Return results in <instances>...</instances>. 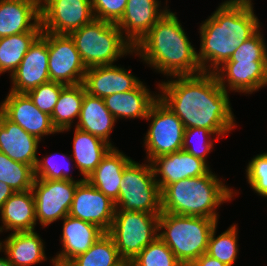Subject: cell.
Here are the masks:
<instances>
[{"label":"cell","mask_w":267,"mask_h":266,"mask_svg":"<svg viewBox=\"0 0 267 266\" xmlns=\"http://www.w3.org/2000/svg\"><path fill=\"white\" fill-rule=\"evenodd\" d=\"M158 87L159 99L178 116L184 128L209 129L218 140L237 125L229 94L221 88L214 73L172 76L159 82Z\"/></svg>","instance_id":"1"},{"label":"cell","mask_w":267,"mask_h":266,"mask_svg":"<svg viewBox=\"0 0 267 266\" xmlns=\"http://www.w3.org/2000/svg\"><path fill=\"white\" fill-rule=\"evenodd\" d=\"M261 27L252 0H226L200 25L197 58L203 72L213 73Z\"/></svg>","instance_id":"2"},{"label":"cell","mask_w":267,"mask_h":266,"mask_svg":"<svg viewBox=\"0 0 267 266\" xmlns=\"http://www.w3.org/2000/svg\"><path fill=\"white\" fill-rule=\"evenodd\" d=\"M135 54L157 72L170 76L197 75L202 68L175 12L168 10L142 40Z\"/></svg>","instance_id":"3"},{"label":"cell","mask_w":267,"mask_h":266,"mask_svg":"<svg viewBox=\"0 0 267 266\" xmlns=\"http://www.w3.org/2000/svg\"><path fill=\"white\" fill-rule=\"evenodd\" d=\"M235 191L212 171L169 184L161 191V213L200 216L218 220L219 205L230 202Z\"/></svg>","instance_id":"4"},{"label":"cell","mask_w":267,"mask_h":266,"mask_svg":"<svg viewBox=\"0 0 267 266\" xmlns=\"http://www.w3.org/2000/svg\"><path fill=\"white\" fill-rule=\"evenodd\" d=\"M217 224L218 220L206 217L161 213L158 237L183 266H190L207 252L211 231Z\"/></svg>","instance_id":"5"},{"label":"cell","mask_w":267,"mask_h":266,"mask_svg":"<svg viewBox=\"0 0 267 266\" xmlns=\"http://www.w3.org/2000/svg\"><path fill=\"white\" fill-rule=\"evenodd\" d=\"M69 35L86 68L112 65L119 57L135 53L116 23L94 19Z\"/></svg>","instance_id":"6"},{"label":"cell","mask_w":267,"mask_h":266,"mask_svg":"<svg viewBox=\"0 0 267 266\" xmlns=\"http://www.w3.org/2000/svg\"><path fill=\"white\" fill-rule=\"evenodd\" d=\"M114 204L115 211L161 214V192L149 161L140 164L132 160L124 168L119 197Z\"/></svg>","instance_id":"7"},{"label":"cell","mask_w":267,"mask_h":266,"mask_svg":"<svg viewBox=\"0 0 267 266\" xmlns=\"http://www.w3.org/2000/svg\"><path fill=\"white\" fill-rule=\"evenodd\" d=\"M160 214L139 211H115L110 230L120 257L130 263L158 237Z\"/></svg>","instance_id":"8"},{"label":"cell","mask_w":267,"mask_h":266,"mask_svg":"<svg viewBox=\"0 0 267 266\" xmlns=\"http://www.w3.org/2000/svg\"><path fill=\"white\" fill-rule=\"evenodd\" d=\"M145 119L151 120L143 140L147 162L182 150L185 130L183 122L159 98L151 106Z\"/></svg>","instance_id":"9"},{"label":"cell","mask_w":267,"mask_h":266,"mask_svg":"<svg viewBox=\"0 0 267 266\" xmlns=\"http://www.w3.org/2000/svg\"><path fill=\"white\" fill-rule=\"evenodd\" d=\"M78 183L35 178L31 190L35 199L36 222L46 227L68 216Z\"/></svg>","instance_id":"10"},{"label":"cell","mask_w":267,"mask_h":266,"mask_svg":"<svg viewBox=\"0 0 267 266\" xmlns=\"http://www.w3.org/2000/svg\"><path fill=\"white\" fill-rule=\"evenodd\" d=\"M43 32L70 34L95 17L91 0H46L40 6Z\"/></svg>","instance_id":"11"},{"label":"cell","mask_w":267,"mask_h":266,"mask_svg":"<svg viewBox=\"0 0 267 266\" xmlns=\"http://www.w3.org/2000/svg\"><path fill=\"white\" fill-rule=\"evenodd\" d=\"M47 48L50 81L65 85L83 83L87 68L70 35L47 32Z\"/></svg>","instance_id":"12"},{"label":"cell","mask_w":267,"mask_h":266,"mask_svg":"<svg viewBox=\"0 0 267 266\" xmlns=\"http://www.w3.org/2000/svg\"><path fill=\"white\" fill-rule=\"evenodd\" d=\"M115 210V204L108 196L83 179L75 190L69 215L93 223L108 232Z\"/></svg>","instance_id":"13"},{"label":"cell","mask_w":267,"mask_h":266,"mask_svg":"<svg viewBox=\"0 0 267 266\" xmlns=\"http://www.w3.org/2000/svg\"><path fill=\"white\" fill-rule=\"evenodd\" d=\"M0 112L39 140L46 135L59 133L53 126L51 116L40 111L26 93L9 91L0 104Z\"/></svg>","instance_id":"14"},{"label":"cell","mask_w":267,"mask_h":266,"mask_svg":"<svg viewBox=\"0 0 267 266\" xmlns=\"http://www.w3.org/2000/svg\"><path fill=\"white\" fill-rule=\"evenodd\" d=\"M48 63L47 32L42 31V34L30 46L19 66L10 75L12 81L10 91L27 93L50 81Z\"/></svg>","instance_id":"15"},{"label":"cell","mask_w":267,"mask_h":266,"mask_svg":"<svg viewBox=\"0 0 267 266\" xmlns=\"http://www.w3.org/2000/svg\"><path fill=\"white\" fill-rule=\"evenodd\" d=\"M167 3L166 0V6L162 8L161 0H128L123 16L116 23L123 37L133 47L137 45L157 21L170 10Z\"/></svg>","instance_id":"16"},{"label":"cell","mask_w":267,"mask_h":266,"mask_svg":"<svg viewBox=\"0 0 267 266\" xmlns=\"http://www.w3.org/2000/svg\"><path fill=\"white\" fill-rule=\"evenodd\" d=\"M62 221V251L50 259L56 266H66L76 256L87 252L105 233L97 225L70 215L65 216Z\"/></svg>","instance_id":"17"},{"label":"cell","mask_w":267,"mask_h":266,"mask_svg":"<svg viewBox=\"0 0 267 266\" xmlns=\"http://www.w3.org/2000/svg\"><path fill=\"white\" fill-rule=\"evenodd\" d=\"M213 73L228 93L252 94L267 86V62H224Z\"/></svg>","instance_id":"18"},{"label":"cell","mask_w":267,"mask_h":266,"mask_svg":"<svg viewBox=\"0 0 267 266\" xmlns=\"http://www.w3.org/2000/svg\"><path fill=\"white\" fill-rule=\"evenodd\" d=\"M150 163L160 192L169 184L185 178L202 176L211 171L205 161L184 150L158 156Z\"/></svg>","instance_id":"19"},{"label":"cell","mask_w":267,"mask_h":266,"mask_svg":"<svg viewBox=\"0 0 267 266\" xmlns=\"http://www.w3.org/2000/svg\"><path fill=\"white\" fill-rule=\"evenodd\" d=\"M116 65H100L86 70L83 85L88 94L100 98L135 89L142 81Z\"/></svg>","instance_id":"20"},{"label":"cell","mask_w":267,"mask_h":266,"mask_svg":"<svg viewBox=\"0 0 267 266\" xmlns=\"http://www.w3.org/2000/svg\"><path fill=\"white\" fill-rule=\"evenodd\" d=\"M30 31H43L38 2L0 0V38Z\"/></svg>","instance_id":"21"},{"label":"cell","mask_w":267,"mask_h":266,"mask_svg":"<svg viewBox=\"0 0 267 266\" xmlns=\"http://www.w3.org/2000/svg\"><path fill=\"white\" fill-rule=\"evenodd\" d=\"M40 141L18 124L8 120L0 112V152L6 154L13 161L35 168L39 158L36 154Z\"/></svg>","instance_id":"22"},{"label":"cell","mask_w":267,"mask_h":266,"mask_svg":"<svg viewBox=\"0 0 267 266\" xmlns=\"http://www.w3.org/2000/svg\"><path fill=\"white\" fill-rule=\"evenodd\" d=\"M44 249L43 239L35 230L10 233L0 241V252L7 255L13 266H32L47 260Z\"/></svg>","instance_id":"23"},{"label":"cell","mask_w":267,"mask_h":266,"mask_svg":"<svg viewBox=\"0 0 267 266\" xmlns=\"http://www.w3.org/2000/svg\"><path fill=\"white\" fill-rule=\"evenodd\" d=\"M0 233L4 230L14 232H25L35 230L36 209L32 190L14 192L3 204L1 210Z\"/></svg>","instance_id":"24"},{"label":"cell","mask_w":267,"mask_h":266,"mask_svg":"<svg viewBox=\"0 0 267 266\" xmlns=\"http://www.w3.org/2000/svg\"><path fill=\"white\" fill-rule=\"evenodd\" d=\"M159 95L151 93L143 81L133 90L115 93L104 98L105 106L118 120L119 118L145 119Z\"/></svg>","instance_id":"25"},{"label":"cell","mask_w":267,"mask_h":266,"mask_svg":"<svg viewBox=\"0 0 267 266\" xmlns=\"http://www.w3.org/2000/svg\"><path fill=\"white\" fill-rule=\"evenodd\" d=\"M132 161L117 147H113L86 179L113 202L119 197L124 168Z\"/></svg>","instance_id":"26"},{"label":"cell","mask_w":267,"mask_h":266,"mask_svg":"<svg viewBox=\"0 0 267 266\" xmlns=\"http://www.w3.org/2000/svg\"><path fill=\"white\" fill-rule=\"evenodd\" d=\"M75 127L97 136L112 145L110 133L117 122L105 106L103 98L85 92L79 118Z\"/></svg>","instance_id":"27"},{"label":"cell","mask_w":267,"mask_h":266,"mask_svg":"<svg viewBox=\"0 0 267 266\" xmlns=\"http://www.w3.org/2000/svg\"><path fill=\"white\" fill-rule=\"evenodd\" d=\"M115 147L90 133L75 127L73 137V162L83 179H87L107 153Z\"/></svg>","instance_id":"28"},{"label":"cell","mask_w":267,"mask_h":266,"mask_svg":"<svg viewBox=\"0 0 267 266\" xmlns=\"http://www.w3.org/2000/svg\"><path fill=\"white\" fill-rule=\"evenodd\" d=\"M85 92L83 83L62 88L51 114L53 126L59 133L69 131L74 119L79 118Z\"/></svg>","instance_id":"29"},{"label":"cell","mask_w":267,"mask_h":266,"mask_svg":"<svg viewBox=\"0 0 267 266\" xmlns=\"http://www.w3.org/2000/svg\"><path fill=\"white\" fill-rule=\"evenodd\" d=\"M42 31H30L0 38V75L16 70Z\"/></svg>","instance_id":"30"},{"label":"cell","mask_w":267,"mask_h":266,"mask_svg":"<svg viewBox=\"0 0 267 266\" xmlns=\"http://www.w3.org/2000/svg\"><path fill=\"white\" fill-rule=\"evenodd\" d=\"M112 237L105 232L90 249L76 256L66 266H124Z\"/></svg>","instance_id":"31"},{"label":"cell","mask_w":267,"mask_h":266,"mask_svg":"<svg viewBox=\"0 0 267 266\" xmlns=\"http://www.w3.org/2000/svg\"><path fill=\"white\" fill-rule=\"evenodd\" d=\"M34 180L31 165L13 161L0 152V182L6 183L14 192H24L32 188Z\"/></svg>","instance_id":"32"},{"label":"cell","mask_w":267,"mask_h":266,"mask_svg":"<svg viewBox=\"0 0 267 266\" xmlns=\"http://www.w3.org/2000/svg\"><path fill=\"white\" fill-rule=\"evenodd\" d=\"M237 226L233 224L216 237V225L211 231L206 254L228 266H233L239 253Z\"/></svg>","instance_id":"33"},{"label":"cell","mask_w":267,"mask_h":266,"mask_svg":"<svg viewBox=\"0 0 267 266\" xmlns=\"http://www.w3.org/2000/svg\"><path fill=\"white\" fill-rule=\"evenodd\" d=\"M129 264L130 266H183L159 237L143 248Z\"/></svg>","instance_id":"34"},{"label":"cell","mask_w":267,"mask_h":266,"mask_svg":"<svg viewBox=\"0 0 267 266\" xmlns=\"http://www.w3.org/2000/svg\"><path fill=\"white\" fill-rule=\"evenodd\" d=\"M58 154L60 155V158H62V162L59 160L60 158H58L61 163L58 160L56 161V153L54 155L52 154L45 156L44 158L42 157V159H37L34 168L35 178L49 180H71L81 182L83 178L75 180V178L73 179V177L70 176L69 171L70 169H72V167L70 166V161L73 160V158L71 156L68 157L67 154ZM59 155L57 157H59Z\"/></svg>","instance_id":"35"},{"label":"cell","mask_w":267,"mask_h":266,"mask_svg":"<svg viewBox=\"0 0 267 266\" xmlns=\"http://www.w3.org/2000/svg\"><path fill=\"white\" fill-rule=\"evenodd\" d=\"M215 133L209 129L205 128H185L184 130V138H183V146L182 150L190 153L196 158H199L205 161L207 164V154H209L213 149V137ZM195 138L196 144L193 145L192 140ZM194 141V139H193Z\"/></svg>","instance_id":"36"},{"label":"cell","mask_w":267,"mask_h":266,"mask_svg":"<svg viewBox=\"0 0 267 266\" xmlns=\"http://www.w3.org/2000/svg\"><path fill=\"white\" fill-rule=\"evenodd\" d=\"M226 62H267V46L260 29L243 42Z\"/></svg>","instance_id":"37"},{"label":"cell","mask_w":267,"mask_h":266,"mask_svg":"<svg viewBox=\"0 0 267 266\" xmlns=\"http://www.w3.org/2000/svg\"><path fill=\"white\" fill-rule=\"evenodd\" d=\"M64 86L65 84L63 83L48 81L28 91L26 94L40 111L51 116Z\"/></svg>","instance_id":"38"},{"label":"cell","mask_w":267,"mask_h":266,"mask_svg":"<svg viewBox=\"0 0 267 266\" xmlns=\"http://www.w3.org/2000/svg\"><path fill=\"white\" fill-rule=\"evenodd\" d=\"M246 178L255 193L267 198V152L256 155L249 161Z\"/></svg>","instance_id":"39"},{"label":"cell","mask_w":267,"mask_h":266,"mask_svg":"<svg viewBox=\"0 0 267 266\" xmlns=\"http://www.w3.org/2000/svg\"><path fill=\"white\" fill-rule=\"evenodd\" d=\"M128 0H91L95 19L117 23L124 14Z\"/></svg>","instance_id":"40"},{"label":"cell","mask_w":267,"mask_h":266,"mask_svg":"<svg viewBox=\"0 0 267 266\" xmlns=\"http://www.w3.org/2000/svg\"><path fill=\"white\" fill-rule=\"evenodd\" d=\"M190 266H228V265L204 253L199 258H197Z\"/></svg>","instance_id":"41"},{"label":"cell","mask_w":267,"mask_h":266,"mask_svg":"<svg viewBox=\"0 0 267 266\" xmlns=\"http://www.w3.org/2000/svg\"><path fill=\"white\" fill-rule=\"evenodd\" d=\"M13 193L14 191L6 183L0 182V210Z\"/></svg>","instance_id":"42"},{"label":"cell","mask_w":267,"mask_h":266,"mask_svg":"<svg viewBox=\"0 0 267 266\" xmlns=\"http://www.w3.org/2000/svg\"><path fill=\"white\" fill-rule=\"evenodd\" d=\"M0 266H13V265L11 264L7 256H5V258L0 257Z\"/></svg>","instance_id":"43"},{"label":"cell","mask_w":267,"mask_h":266,"mask_svg":"<svg viewBox=\"0 0 267 266\" xmlns=\"http://www.w3.org/2000/svg\"><path fill=\"white\" fill-rule=\"evenodd\" d=\"M38 4L41 6L46 0H36Z\"/></svg>","instance_id":"44"}]
</instances>
